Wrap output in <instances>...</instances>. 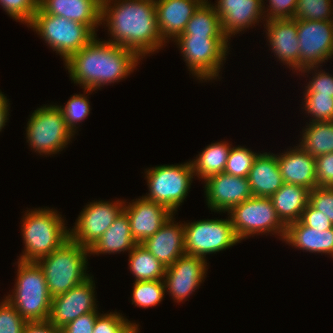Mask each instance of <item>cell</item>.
<instances>
[{
    "instance_id": "1",
    "label": "cell",
    "mask_w": 333,
    "mask_h": 333,
    "mask_svg": "<svg viewBox=\"0 0 333 333\" xmlns=\"http://www.w3.org/2000/svg\"><path fill=\"white\" fill-rule=\"evenodd\" d=\"M101 22L112 38L107 42L133 50L142 59L165 45L157 26L154 0H102Z\"/></svg>"
},
{
    "instance_id": "2",
    "label": "cell",
    "mask_w": 333,
    "mask_h": 333,
    "mask_svg": "<svg viewBox=\"0 0 333 333\" xmlns=\"http://www.w3.org/2000/svg\"><path fill=\"white\" fill-rule=\"evenodd\" d=\"M140 59L135 51L106 40L100 41L96 36L64 64L74 84L95 91L128 77Z\"/></svg>"
},
{
    "instance_id": "3",
    "label": "cell",
    "mask_w": 333,
    "mask_h": 333,
    "mask_svg": "<svg viewBox=\"0 0 333 333\" xmlns=\"http://www.w3.org/2000/svg\"><path fill=\"white\" fill-rule=\"evenodd\" d=\"M62 215L53 208L27 210L22 218L24 251L21 261H37L49 255L69 239V230Z\"/></svg>"
},
{
    "instance_id": "4",
    "label": "cell",
    "mask_w": 333,
    "mask_h": 333,
    "mask_svg": "<svg viewBox=\"0 0 333 333\" xmlns=\"http://www.w3.org/2000/svg\"><path fill=\"white\" fill-rule=\"evenodd\" d=\"M88 256V248L69 238L52 253L36 261L52 297L66 293L91 276L86 273Z\"/></svg>"
},
{
    "instance_id": "5",
    "label": "cell",
    "mask_w": 333,
    "mask_h": 333,
    "mask_svg": "<svg viewBox=\"0 0 333 333\" xmlns=\"http://www.w3.org/2000/svg\"><path fill=\"white\" fill-rule=\"evenodd\" d=\"M17 264L16 284L6 299L27 322L47 321L52 296L42 269L35 261L18 260Z\"/></svg>"
},
{
    "instance_id": "6",
    "label": "cell",
    "mask_w": 333,
    "mask_h": 333,
    "mask_svg": "<svg viewBox=\"0 0 333 333\" xmlns=\"http://www.w3.org/2000/svg\"><path fill=\"white\" fill-rule=\"evenodd\" d=\"M27 27L33 28L64 62L97 36L87 25L46 14L40 7Z\"/></svg>"
},
{
    "instance_id": "7",
    "label": "cell",
    "mask_w": 333,
    "mask_h": 333,
    "mask_svg": "<svg viewBox=\"0 0 333 333\" xmlns=\"http://www.w3.org/2000/svg\"><path fill=\"white\" fill-rule=\"evenodd\" d=\"M174 42L192 76L202 82L219 78L230 48L225 36H178Z\"/></svg>"
},
{
    "instance_id": "8",
    "label": "cell",
    "mask_w": 333,
    "mask_h": 333,
    "mask_svg": "<svg viewBox=\"0 0 333 333\" xmlns=\"http://www.w3.org/2000/svg\"><path fill=\"white\" fill-rule=\"evenodd\" d=\"M145 170L149 193L142 197L166 206L175 214L195 178L191 162L159 165Z\"/></svg>"
},
{
    "instance_id": "9",
    "label": "cell",
    "mask_w": 333,
    "mask_h": 333,
    "mask_svg": "<svg viewBox=\"0 0 333 333\" xmlns=\"http://www.w3.org/2000/svg\"><path fill=\"white\" fill-rule=\"evenodd\" d=\"M237 238L242 241L260 233H272L284 240L286 225L268 197L252 196L227 212Z\"/></svg>"
},
{
    "instance_id": "10",
    "label": "cell",
    "mask_w": 333,
    "mask_h": 333,
    "mask_svg": "<svg viewBox=\"0 0 333 333\" xmlns=\"http://www.w3.org/2000/svg\"><path fill=\"white\" fill-rule=\"evenodd\" d=\"M74 134L67 127L57 105H43L34 110L27 122L26 138L29 146L40 155L62 151Z\"/></svg>"
},
{
    "instance_id": "11",
    "label": "cell",
    "mask_w": 333,
    "mask_h": 333,
    "mask_svg": "<svg viewBox=\"0 0 333 333\" xmlns=\"http://www.w3.org/2000/svg\"><path fill=\"white\" fill-rule=\"evenodd\" d=\"M185 229V254L206 259V255L226 250L241 242L230 217L205 219L183 223Z\"/></svg>"
},
{
    "instance_id": "12",
    "label": "cell",
    "mask_w": 333,
    "mask_h": 333,
    "mask_svg": "<svg viewBox=\"0 0 333 333\" xmlns=\"http://www.w3.org/2000/svg\"><path fill=\"white\" fill-rule=\"evenodd\" d=\"M125 202L124 200L112 202L99 200L85 205L74 228L69 230V238L89 249L124 210Z\"/></svg>"
},
{
    "instance_id": "13",
    "label": "cell",
    "mask_w": 333,
    "mask_h": 333,
    "mask_svg": "<svg viewBox=\"0 0 333 333\" xmlns=\"http://www.w3.org/2000/svg\"><path fill=\"white\" fill-rule=\"evenodd\" d=\"M299 72L322 66L333 56V21L297 20Z\"/></svg>"
},
{
    "instance_id": "14",
    "label": "cell",
    "mask_w": 333,
    "mask_h": 333,
    "mask_svg": "<svg viewBox=\"0 0 333 333\" xmlns=\"http://www.w3.org/2000/svg\"><path fill=\"white\" fill-rule=\"evenodd\" d=\"M207 259L184 254L167 267L163 277L165 291L177 303L186 301L204 281Z\"/></svg>"
},
{
    "instance_id": "15",
    "label": "cell",
    "mask_w": 333,
    "mask_h": 333,
    "mask_svg": "<svg viewBox=\"0 0 333 333\" xmlns=\"http://www.w3.org/2000/svg\"><path fill=\"white\" fill-rule=\"evenodd\" d=\"M92 278L90 276L66 293L52 297L48 318L52 324L63 328L79 316L97 311L95 282Z\"/></svg>"
},
{
    "instance_id": "16",
    "label": "cell",
    "mask_w": 333,
    "mask_h": 333,
    "mask_svg": "<svg viewBox=\"0 0 333 333\" xmlns=\"http://www.w3.org/2000/svg\"><path fill=\"white\" fill-rule=\"evenodd\" d=\"M208 208L214 212H229L234 206L252 197L247 178L215 174L204 180Z\"/></svg>"
},
{
    "instance_id": "17",
    "label": "cell",
    "mask_w": 333,
    "mask_h": 333,
    "mask_svg": "<svg viewBox=\"0 0 333 333\" xmlns=\"http://www.w3.org/2000/svg\"><path fill=\"white\" fill-rule=\"evenodd\" d=\"M130 222V232L137 244L153 236L173 213L164 205L143 197L124 204Z\"/></svg>"
},
{
    "instance_id": "18",
    "label": "cell",
    "mask_w": 333,
    "mask_h": 333,
    "mask_svg": "<svg viewBox=\"0 0 333 333\" xmlns=\"http://www.w3.org/2000/svg\"><path fill=\"white\" fill-rule=\"evenodd\" d=\"M215 4L221 29L228 40L265 19L262 9L264 0H217Z\"/></svg>"
},
{
    "instance_id": "19",
    "label": "cell",
    "mask_w": 333,
    "mask_h": 333,
    "mask_svg": "<svg viewBox=\"0 0 333 333\" xmlns=\"http://www.w3.org/2000/svg\"><path fill=\"white\" fill-rule=\"evenodd\" d=\"M159 34L166 43L183 33L194 12L205 0H154Z\"/></svg>"
},
{
    "instance_id": "20",
    "label": "cell",
    "mask_w": 333,
    "mask_h": 333,
    "mask_svg": "<svg viewBox=\"0 0 333 333\" xmlns=\"http://www.w3.org/2000/svg\"><path fill=\"white\" fill-rule=\"evenodd\" d=\"M267 42L275 57L284 65L299 72V39L297 37V20L274 19L266 21ZM298 70V71H297Z\"/></svg>"
},
{
    "instance_id": "21",
    "label": "cell",
    "mask_w": 333,
    "mask_h": 333,
    "mask_svg": "<svg viewBox=\"0 0 333 333\" xmlns=\"http://www.w3.org/2000/svg\"><path fill=\"white\" fill-rule=\"evenodd\" d=\"M174 216L173 214L153 236L141 243L166 267L185 254V229L183 223L179 224L174 220Z\"/></svg>"
},
{
    "instance_id": "22",
    "label": "cell",
    "mask_w": 333,
    "mask_h": 333,
    "mask_svg": "<svg viewBox=\"0 0 333 333\" xmlns=\"http://www.w3.org/2000/svg\"><path fill=\"white\" fill-rule=\"evenodd\" d=\"M277 161L284 183L300 185L309 190L317 187L315 157L299 145L278 154Z\"/></svg>"
},
{
    "instance_id": "23",
    "label": "cell",
    "mask_w": 333,
    "mask_h": 333,
    "mask_svg": "<svg viewBox=\"0 0 333 333\" xmlns=\"http://www.w3.org/2000/svg\"><path fill=\"white\" fill-rule=\"evenodd\" d=\"M39 7L51 15L87 25L95 34L101 22L102 0H39Z\"/></svg>"
},
{
    "instance_id": "24",
    "label": "cell",
    "mask_w": 333,
    "mask_h": 333,
    "mask_svg": "<svg viewBox=\"0 0 333 333\" xmlns=\"http://www.w3.org/2000/svg\"><path fill=\"white\" fill-rule=\"evenodd\" d=\"M247 179L252 196L270 198L284 184L277 161V154L259 153L255 158Z\"/></svg>"
},
{
    "instance_id": "25",
    "label": "cell",
    "mask_w": 333,
    "mask_h": 333,
    "mask_svg": "<svg viewBox=\"0 0 333 333\" xmlns=\"http://www.w3.org/2000/svg\"><path fill=\"white\" fill-rule=\"evenodd\" d=\"M284 242L299 250L331 255L333 258V228L314 229L300 220L286 226Z\"/></svg>"
},
{
    "instance_id": "26",
    "label": "cell",
    "mask_w": 333,
    "mask_h": 333,
    "mask_svg": "<svg viewBox=\"0 0 333 333\" xmlns=\"http://www.w3.org/2000/svg\"><path fill=\"white\" fill-rule=\"evenodd\" d=\"M137 242L130 232V222L126 212L123 210L112 225L103 235L89 248V254H114L130 252Z\"/></svg>"
},
{
    "instance_id": "27",
    "label": "cell",
    "mask_w": 333,
    "mask_h": 333,
    "mask_svg": "<svg viewBox=\"0 0 333 333\" xmlns=\"http://www.w3.org/2000/svg\"><path fill=\"white\" fill-rule=\"evenodd\" d=\"M309 189L284 183L270 199L278 217L287 226L299 221L309 201Z\"/></svg>"
},
{
    "instance_id": "28",
    "label": "cell",
    "mask_w": 333,
    "mask_h": 333,
    "mask_svg": "<svg viewBox=\"0 0 333 333\" xmlns=\"http://www.w3.org/2000/svg\"><path fill=\"white\" fill-rule=\"evenodd\" d=\"M232 145L228 141H220L209 144L202 152L196 156V159L190 160L193 173L199 179L223 173Z\"/></svg>"
},
{
    "instance_id": "29",
    "label": "cell",
    "mask_w": 333,
    "mask_h": 333,
    "mask_svg": "<svg viewBox=\"0 0 333 333\" xmlns=\"http://www.w3.org/2000/svg\"><path fill=\"white\" fill-rule=\"evenodd\" d=\"M298 144L313 157L333 152V121L309 122Z\"/></svg>"
},
{
    "instance_id": "30",
    "label": "cell",
    "mask_w": 333,
    "mask_h": 333,
    "mask_svg": "<svg viewBox=\"0 0 333 333\" xmlns=\"http://www.w3.org/2000/svg\"><path fill=\"white\" fill-rule=\"evenodd\" d=\"M129 269L136 281L163 280L167 267L159 262L142 244L129 252Z\"/></svg>"
},
{
    "instance_id": "31",
    "label": "cell",
    "mask_w": 333,
    "mask_h": 333,
    "mask_svg": "<svg viewBox=\"0 0 333 333\" xmlns=\"http://www.w3.org/2000/svg\"><path fill=\"white\" fill-rule=\"evenodd\" d=\"M179 36H225L215 7L205 0L188 21Z\"/></svg>"
},
{
    "instance_id": "32",
    "label": "cell",
    "mask_w": 333,
    "mask_h": 333,
    "mask_svg": "<svg viewBox=\"0 0 333 333\" xmlns=\"http://www.w3.org/2000/svg\"><path fill=\"white\" fill-rule=\"evenodd\" d=\"M165 293L163 280L134 281L131 301L135 307L146 309L161 303Z\"/></svg>"
},
{
    "instance_id": "33",
    "label": "cell",
    "mask_w": 333,
    "mask_h": 333,
    "mask_svg": "<svg viewBox=\"0 0 333 333\" xmlns=\"http://www.w3.org/2000/svg\"><path fill=\"white\" fill-rule=\"evenodd\" d=\"M84 94H74L70 97L67 103L64 105H57L63 114V118L67 127L75 135L76 125L82 122L90 114V103L87 99V94L93 92L91 89H83ZM76 127V128H75Z\"/></svg>"
},
{
    "instance_id": "34",
    "label": "cell",
    "mask_w": 333,
    "mask_h": 333,
    "mask_svg": "<svg viewBox=\"0 0 333 333\" xmlns=\"http://www.w3.org/2000/svg\"><path fill=\"white\" fill-rule=\"evenodd\" d=\"M331 0H298L294 18L296 20L332 21Z\"/></svg>"
},
{
    "instance_id": "35",
    "label": "cell",
    "mask_w": 333,
    "mask_h": 333,
    "mask_svg": "<svg viewBox=\"0 0 333 333\" xmlns=\"http://www.w3.org/2000/svg\"><path fill=\"white\" fill-rule=\"evenodd\" d=\"M139 324L129 321L119 312L99 314L93 333H140Z\"/></svg>"
},
{
    "instance_id": "36",
    "label": "cell",
    "mask_w": 333,
    "mask_h": 333,
    "mask_svg": "<svg viewBox=\"0 0 333 333\" xmlns=\"http://www.w3.org/2000/svg\"><path fill=\"white\" fill-rule=\"evenodd\" d=\"M259 153L251 151L244 146L231 147L224 173L228 175L247 178L249 170Z\"/></svg>"
},
{
    "instance_id": "37",
    "label": "cell",
    "mask_w": 333,
    "mask_h": 333,
    "mask_svg": "<svg viewBox=\"0 0 333 333\" xmlns=\"http://www.w3.org/2000/svg\"><path fill=\"white\" fill-rule=\"evenodd\" d=\"M304 110L311 116L309 122L333 121V96L304 95Z\"/></svg>"
},
{
    "instance_id": "38",
    "label": "cell",
    "mask_w": 333,
    "mask_h": 333,
    "mask_svg": "<svg viewBox=\"0 0 333 333\" xmlns=\"http://www.w3.org/2000/svg\"><path fill=\"white\" fill-rule=\"evenodd\" d=\"M0 5L11 18L28 26L39 8V0H0Z\"/></svg>"
},
{
    "instance_id": "39",
    "label": "cell",
    "mask_w": 333,
    "mask_h": 333,
    "mask_svg": "<svg viewBox=\"0 0 333 333\" xmlns=\"http://www.w3.org/2000/svg\"><path fill=\"white\" fill-rule=\"evenodd\" d=\"M318 67H308L304 68L301 71V73H314L312 74L313 78H311V81L309 80V83L307 86H305V93L304 95H324V96H333V76L327 72H324V70H320ZM313 69V70H312ZM316 71V72H315Z\"/></svg>"
},
{
    "instance_id": "40",
    "label": "cell",
    "mask_w": 333,
    "mask_h": 333,
    "mask_svg": "<svg viewBox=\"0 0 333 333\" xmlns=\"http://www.w3.org/2000/svg\"><path fill=\"white\" fill-rule=\"evenodd\" d=\"M0 304V333H23L27 322L4 297Z\"/></svg>"
},
{
    "instance_id": "41",
    "label": "cell",
    "mask_w": 333,
    "mask_h": 333,
    "mask_svg": "<svg viewBox=\"0 0 333 333\" xmlns=\"http://www.w3.org/2000/svg\"><path fill=\"white\" fill-rule=\"evenodd\" d=\"M308 203L333 224V187L317 186L310 190Z\"/></svg>"
},
{
    "instance_id": "42",
    "label": "cell",
    "mask_w": 333,
    "mask_h": 333,
    "mask_svg": "<svg viewBox=\"0 0 333 333\" xmlns=\"http://www.w3.org/2000/svg\"><path fill=\"white\" fill-rule=\"evenodd\" d=\"M297 1L298 0H269V5H267L269 8L266 7L267 9H265V5H262L264 17L266 16L263 21L294 18Z\"/></svg>"
},
{
    "instance_id": "43",
    "label": "cell",
    "mask_w": 333,
    "mask_h": 333,
    "mask_svg": "<svg viewBox=\"0 0 333 333\" xmlns=\"http://www.w3.org/2000/svg\"><path fill=\"white\" fill-rule=\"evenodd\" d=\"M317 186L333 187V152L315 157Z\"/></svg>"
},
{
    "instance_id": "44",
    "label": "cell",
    "mask_w": 333,
    "mask_h": 333,
    "mask_svg": "<svg viewBox=\"0 0 333 333\" xmlns=\"http://www.w3.org/2000/svg\"><path fill=\"white\" fill-rule=\"evenodd\" d=\"M99 311H93L79 316L62 328L63 333H93V328L99 315Z\"/></svg>"
},
{
    "instance_id": "45",
    "label": "cell",
    "mask_w": 333,
    "mask_h": 333,
    "mask_svg": "<svg viewBox=\"0 0 333 333\" xmlns=\"http://www.w3.org/2000/svg\"><path fill=\"white\" fill-rule=\"evenodd\" d=\"M300 221L307 227L314 229H330L333 228V224L329 218L324 216L321 211L313 208L309 203L305 207Z\"/></svg>"
},
{
    "instance_id": "46",
    "label": "cell",
    "mask_w": 333,
    "mask_h": 333,
    "mask_svg": "<svg viewBox=\"0 0 333 333\" xmlns=\"http://www.w3.org/2000/svg\"><path fill=\"white\" fill-rule=\"evenodd\" d=\"M23 333H63L62 328L56 327L49 320L26 322Z\"/></svg>"
},
{
    "instance_id": "47",
    "label": "cell",
    "mask_w": 333,
    "mask_h": 333,
    "mask_svg": "<svg viewBox=\"0 0 333 333\" xmlns=\"http://www.w3.org/2000/svg\"><path fill=\"white\" fill-rule=\"evenodd\" d=\"M9 104L7 103L2 109H0V132L6 125L7 120L9 119Z\"/></svg>"
},
{
    "instance_id": "48",
    "label": "cell",
    "mask_w": 333,
    "mask_h": 333,
    "mask_svg": "<svg viewBox=\"0 0 333 333\" xmlns=\"http://www.w3.org/2000/svg\"><path fill=\"white\" fill-rule=\"evenodd\" d=\"M7 97L0 91V109H2L9 101Z\"/></svg>"
}]
</instances>
